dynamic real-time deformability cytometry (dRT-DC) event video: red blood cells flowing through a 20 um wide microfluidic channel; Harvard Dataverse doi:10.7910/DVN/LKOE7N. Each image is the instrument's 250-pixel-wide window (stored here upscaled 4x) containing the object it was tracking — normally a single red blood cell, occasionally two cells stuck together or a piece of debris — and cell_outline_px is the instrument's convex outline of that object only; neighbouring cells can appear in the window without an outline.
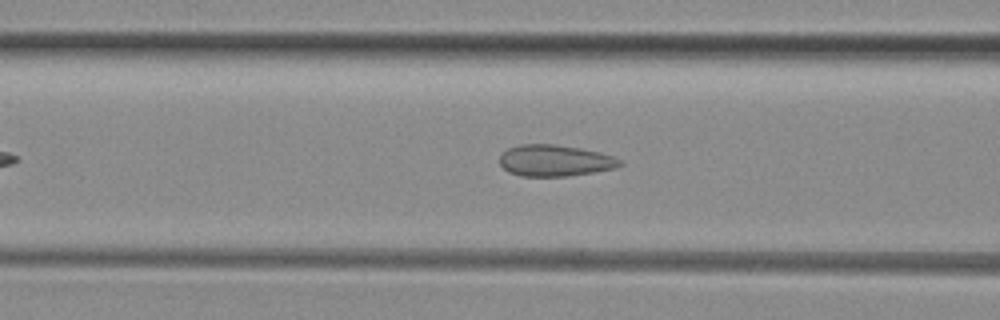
{"species": "common noctule bat (a hibernating species)", "species_latin": "Nyctalus noctula", "temperature_condition": "room temperature", "stored_images_in_passage": 36, "camera_frame_rate_fps": 3000, "um_per_image_px": 0.085, "animal": {"sex": "female", "body_mass_g": 29.2, "forearm_length_mm": 56.3}, "frame": {"image": 1, "passage_image": 5, "time_ms": 1.333, "image_size_px": [1000, 320], "cell_outline_px": [[624, 164], [612, 168], [592, 172], [568, 176], [520, 176], [508, 172], [500, 164], [500, 156], [508, 148], [520, 144], [556, 144], [580, 148], [612, 156], [620, 160]], "centroid_in_image_um": [47.12, 13.65], "position_along_channel_um": 119.5, "area_um2": 21.79}}
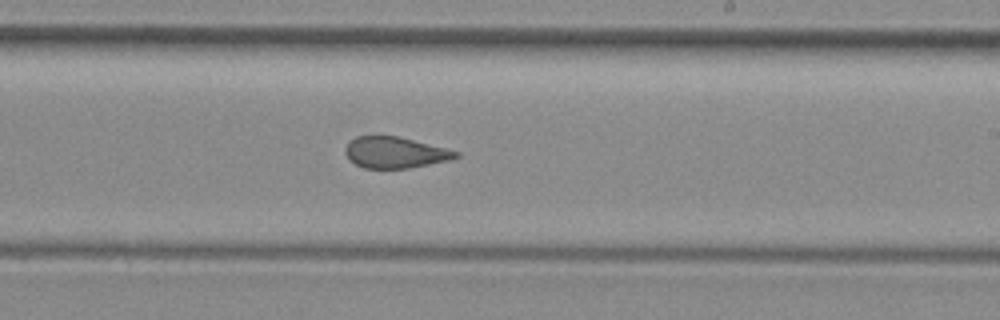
{"frame": {"image": 2, "passage_image": 15, "time_ms": 4.667, "image_size_px": [1000, 320], "cell_outline_px": [[460, 156], [448, 160], [408, 168], [364, 168], [356, 164], [344, 152], [348, 144], [356, 136], [396, 136], [460, 152]], "centroid_in_image_um": [33.58, 12.96], "position_along_channel_um": 255.4, "area_um2": 19.54}}
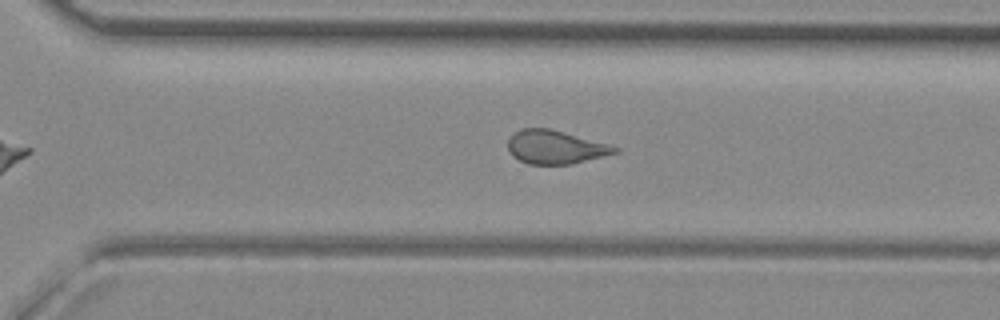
{"frame": {"image": 3, "passage_image": 20, "time_ms": 6.333, "image_size_px": [1000, 320], "cell_outline_px": [[620, 152], [572, 164], [528, 164], [512, 156], [508, 152], [508, 136], [512, 132], [520, 128], [548, 128], [620, 148]], "centroid_in_image_um": [47.13, 12.51], "position_along_channel_um": 323.5, "area_um2": 20.81}, "authors_computed_cell_mechanics": {"area_um2": 21.7617, "velocity_mm_per_s": 4.0892, "shape_relaxation_time_tau1_ms": null, "shape_relaxation_time_tau2_ms": 0.8077, "deformation_change_tau1": null, "deformation_change_tau2": 0.0694}}